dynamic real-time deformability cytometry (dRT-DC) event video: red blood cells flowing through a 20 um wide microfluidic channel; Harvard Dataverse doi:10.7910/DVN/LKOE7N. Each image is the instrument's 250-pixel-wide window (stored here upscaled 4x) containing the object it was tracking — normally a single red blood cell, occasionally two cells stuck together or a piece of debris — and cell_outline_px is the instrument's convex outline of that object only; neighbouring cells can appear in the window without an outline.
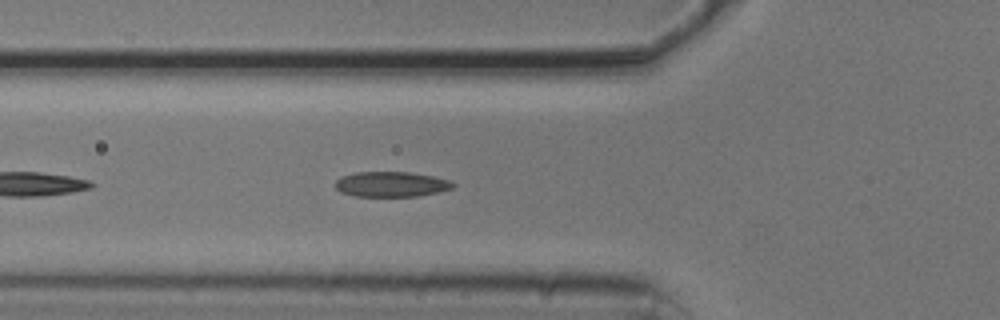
{"species": "common noctule bat (a hibernating species)", "species_latin": "Nyctalus noctula", "temperature_condition": "cold", "stored_images_in_passage": 26, "camera_frame_rate_fps": 3000, "um_per_image_px": 0.085, "animal": {"sex": "male", "body_mass_g": 20.5, "forearm_length_mm": 52.5}, "frame": {"image": 1, "passage_image": 6, "time_ms": 1.667, "image_size_px": [1000, 320], "cell_outline_px": [[456, 184], [452, 188], [440, 192], [420, 196], [356, 196], [340, 192], [336, 188], [336, 180], [340, 176], [356, 172], [408, 172], [432, 176], [448, 180]], "centroid_in_image_um": [33.25, 15.66], "position_along_channel_um": 92.6, "area_um2": 17.28}}
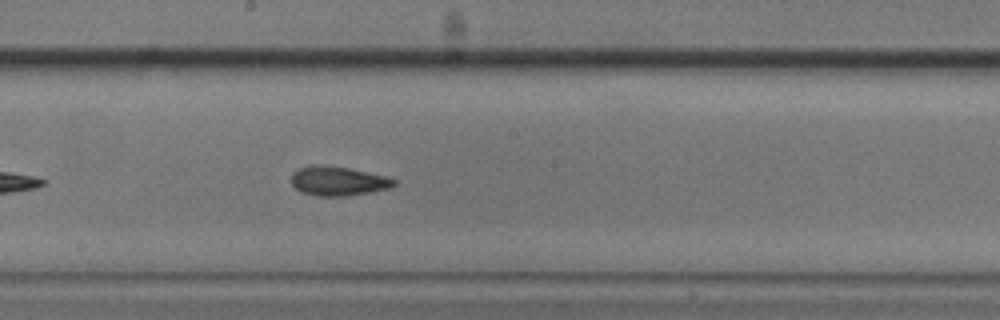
{"frame": {"image": 2, "passage_image": 16, "time_ms": 5.0, "image_size_px": [1000, 320], "cell_outline_px": [[396, 184], [388, 188], [368, 192], [344, 196], [316, 196], [304, 192], [296, 188], [292, 184], [292, 172], [308, 164], [320, 164], [348, 168], [388, 176], [396, 180]], "centroid_in_image_um": [28.72, 15.37], "position_along_channel_um": 219.5, "area_um2": 17.46}}
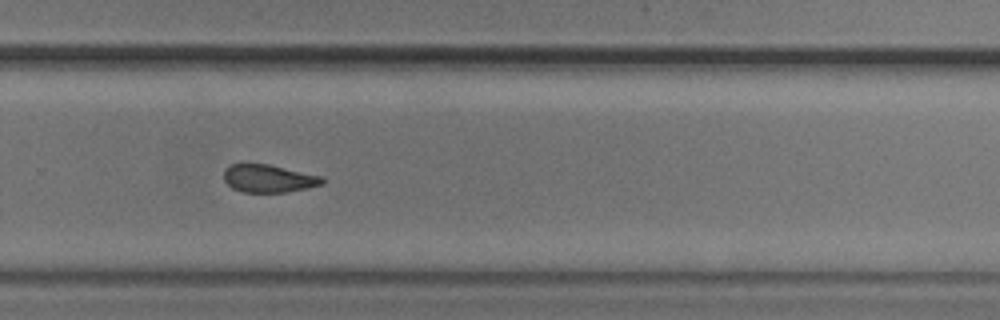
{"frame": {"image": 3, "passage_image": 23, "time_ms": 7.333, "image_size_px": [1000, 320], "cell_outline_px": [[324, 184], [284, 192], [240, 192], [232, 188], [224, 180], [224, 172], [232, 164], [244, 160], [268, 164], [324, 176]], "centroid_in_image_um": [22.8, 15.13], "position_along_channel_um": 307.0, "area_um2": 16.36}}